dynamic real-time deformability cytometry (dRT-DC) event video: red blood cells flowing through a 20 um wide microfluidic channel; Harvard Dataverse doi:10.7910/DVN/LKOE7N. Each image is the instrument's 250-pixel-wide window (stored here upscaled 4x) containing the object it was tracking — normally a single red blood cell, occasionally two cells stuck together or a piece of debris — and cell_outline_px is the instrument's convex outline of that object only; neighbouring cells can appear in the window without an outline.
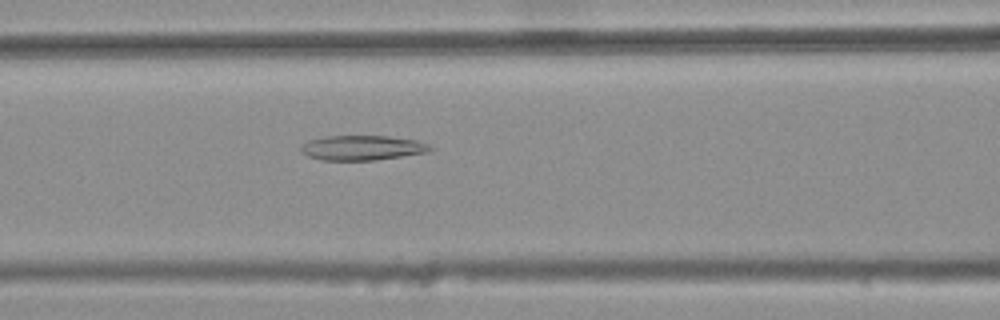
{"species": "common noctule bat (a hibernating species)", "species_latin": "Nyctalus noctula", "temperature_condition": "warm", "stored_images_in_passage": 27, "camera_frame_rate_fps": 3000, "um_per_image_px": 0.085, "animal": {"sex": "female", "body_mass_g": 25.1}, "frame": {"image": 1, "passage_image": 7, "time_ms": 2.0, "image_size_px": [1000, 320], "cell_outline_px": [[432, 148], [428, 152], [376, 160], [320, 160], [308, 156], [300, 152], [300, 148], [308, 140], [324, 136], [388, 136], [416, 140], [428, 144]], "centroid_in_image_um": [30.76, 12.56], "position_along_channel_um": 135.8, "area_um2": 18.67}}
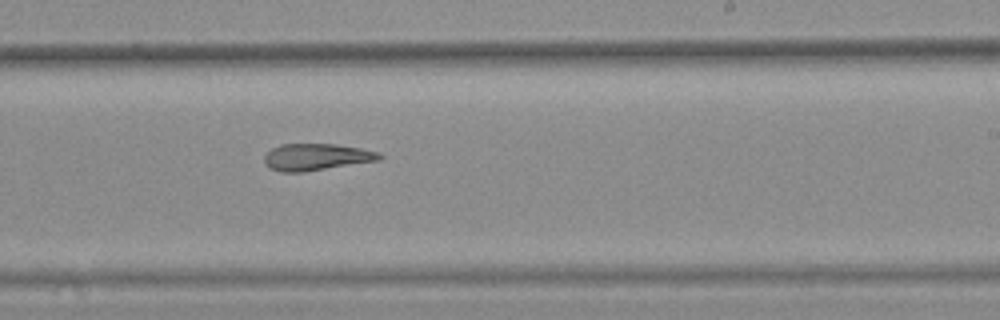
{"frame": {"image": 2, "passage_image": 17, "time_ms": 5.333, "image_size_px": [1000, 320], "cell_outline_px": [[384, 156], [380, 160], [304, 172], [280, 172], [268, 168], [264, 160], [264, 156], [272, 148], [280, 144], [336, 144], [360, 148], [380, 152]], "centroid_in_image_um": [26.89, 13.35], "position_along_channel_um": 262.1, "area_um2": 18.09}}
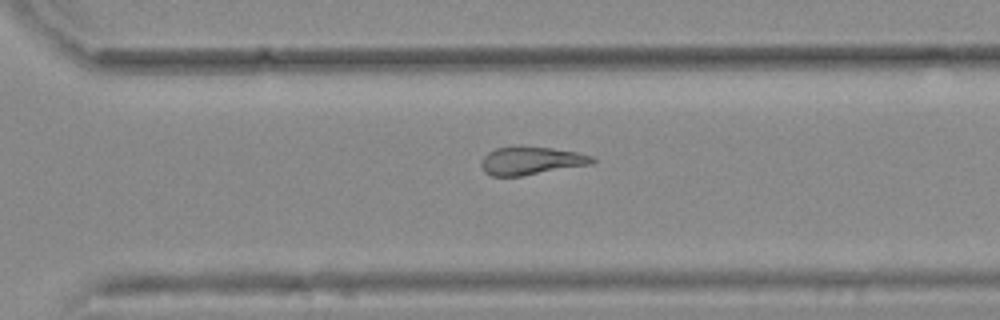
{"frame": {"image": 3, "passage_image": 22, "time_ms": 7.0, "image_size_px": [1000, 320], "cell_outline_px": [[596, 160], [592, 164], [520, 176], [492, 176], [484, 172], [480, 164], [480, 160], [488, 152], [496, 148], [516, 144], [552, 148], [576, 152], [592, 156]], "centroid_in_image_um": [45.09, 13.63], "position_along_channel_um": 325.5, "area_um2": 18.5}}